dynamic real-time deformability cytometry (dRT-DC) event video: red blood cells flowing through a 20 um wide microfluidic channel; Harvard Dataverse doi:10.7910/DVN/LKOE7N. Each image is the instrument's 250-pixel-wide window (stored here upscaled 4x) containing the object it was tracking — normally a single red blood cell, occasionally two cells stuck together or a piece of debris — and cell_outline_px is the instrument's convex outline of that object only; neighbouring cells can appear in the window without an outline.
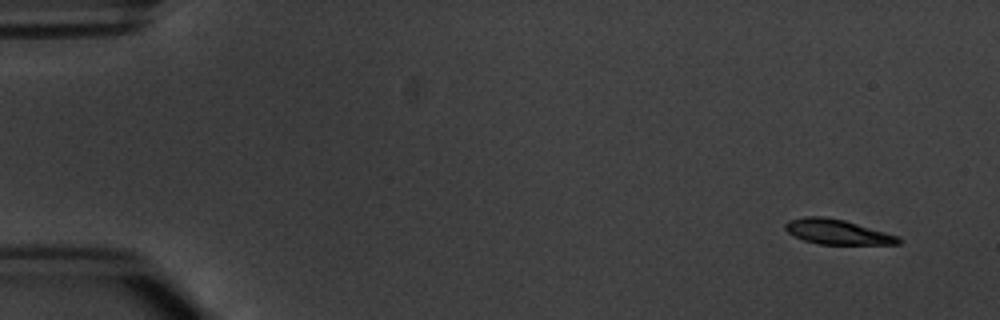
{"species": "common noctule bat (a hibernating species)", "species_latin": "Nyctalus noctula", "temperature_condition": "warm", "stored_images_in_passage": 7, "camera_frame_rate_fps": 3000, "um_per_image_px": 0.085, "animal": {"sex": "male", "body_mass_g": 20.1, "forearm_length_mm": 53.5}, "frame": {"image": 1, "passage_image": 1, "time_ms": 0.0, "image_size_px": [1000, 320], "cell_outline_px": [[904, 240], [900, 244], [820, 244], [804, 240], [788, 232], [784, 228], [784, 224], [788, 220], [804, 216], [824, 216], [844, 220], [900, 236]], "centroid_in_image_um": [71.2, 19.7], "position_along_channel_um": 13.8, "area_um2": 16.47}}
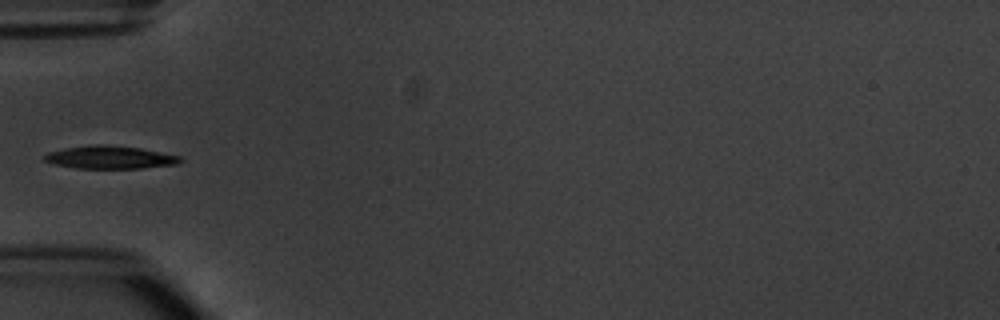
{"frame": {"image": 2, "passage_image": 5, "time_ms": 5.0, "image_size_px": [1000, 320], "cell_outline_px": [[184, 160], [176, 164], [140, 168], [76, 168], [56, 164], [44, 160], [44, 156], [48, 152], [64, 148], [96, 144], [100, 144], [140, 148], [180, 156]], "centroid_in_image_um": [9.35, 13.37], "position_along_channel_um": 75.6, "area_um2": 17.86}}